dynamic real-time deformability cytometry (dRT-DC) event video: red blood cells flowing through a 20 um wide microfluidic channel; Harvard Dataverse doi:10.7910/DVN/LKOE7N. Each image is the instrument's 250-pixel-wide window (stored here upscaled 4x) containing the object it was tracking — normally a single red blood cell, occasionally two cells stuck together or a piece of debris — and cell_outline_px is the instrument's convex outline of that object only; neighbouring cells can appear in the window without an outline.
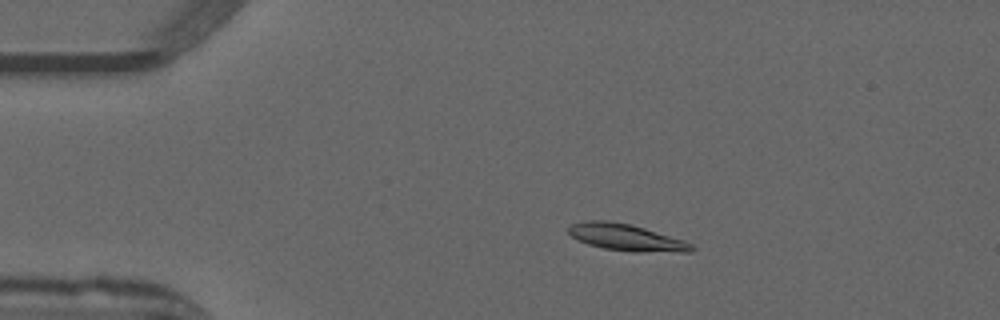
{"species": "common noctule bat (a hibernating species)", "species_latin": "Nyctalus noctula", "temperature_condition": "warm", "stored_images_in_passage": 52, "camera_frame_rate_fps": 3000, "um_per_image_px": 0.085, "animal": {"sex": "male", "forearm_length_mm": 52.5}, "frame": {"image": 1, "passage_image": 10, "time_ms": 3.0, "image_size_px": [1000, 320], "cell_outline_px": [[696, 248], [692, 252], [632, 252], [604, 248], [588, 244], [572, 236], [568, 232], [568, 228], [572, 224], [584, 220], [604, 220], [632, 224], [684, 240], [692, 244]], "centroid_in_image_um": [53.27, 20.18], "position_along_channel_um": 31.7, "area_um2": 19.25}}
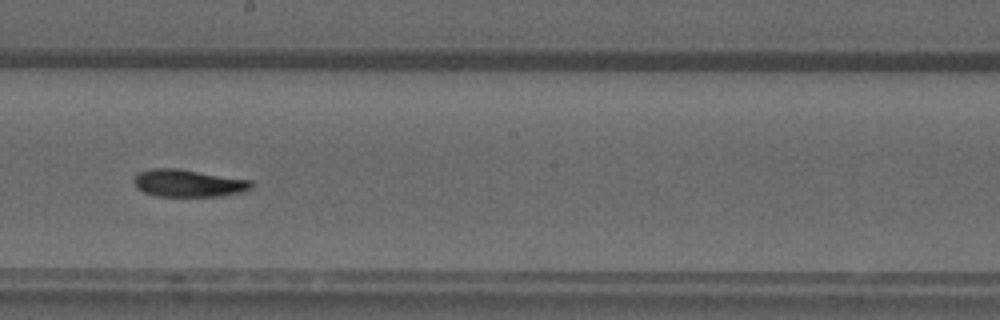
{"frame": {"image": 2, "passage_image": 29, "time_ms": 9.333, "image_size_px": [1000, 320], "cell_outline_px": [[252, 188], [244, 192], [220, 196], [156, 196], [144, 192], [136, 188], [132, 180], [140, 172], [152, 168], [180, 168], [252, 180]], "centroid_in_image_um": [16.02, 15.56], "position_along_channel_um": 232.2, "area_um2": 18.96}}
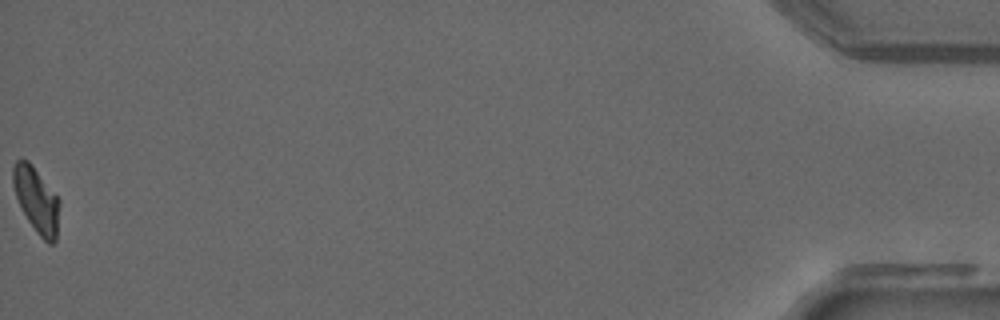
{"frame": {"image": 3, "passage_image": 52, "time_ms": 17.0, "image_size_px": [1000, 320], "cell_outline_px": [[60, 204], [56, 240], [52, 244], [48, 244], [36, 232], [28, 220], [16, 196], [12, 184], [12, 168], [16, 160], [28, 160], [32, 164], [60, 200]], "centroid_in_image_um": [3.1, 16.99], "position_along_channel_um": 432.1, "area_um2": 17.57}, "authors_computed_cell_mechanics": {"area_um2": 18.3804, "velocity_mm_per_s": 3.9679, "shape_relaxation_time_tau1_ms": 8.1245, "shape_relaxation_time_tau2_ms": 8.487, "deformation_change_tau1": 0.2558, "deformation_change_tau2": 0.1625}}